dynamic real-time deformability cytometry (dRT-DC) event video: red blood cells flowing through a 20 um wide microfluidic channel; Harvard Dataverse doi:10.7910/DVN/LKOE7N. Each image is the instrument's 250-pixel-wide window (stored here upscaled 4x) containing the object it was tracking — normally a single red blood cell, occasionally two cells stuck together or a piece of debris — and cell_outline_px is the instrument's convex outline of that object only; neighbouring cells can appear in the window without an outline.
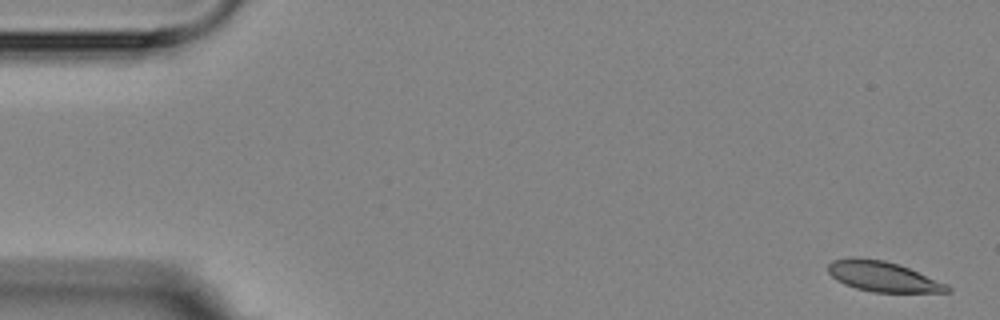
{"species": "Egyptian fruit bat (a non-hibernating species)", "species_latin": "Rousettus aegyptiacus", "temperature_condition": "room temperature", "stored_images_in_passage": 4, "camera_frame_rate_fps": 3000, "um_per_image_px": 0.085, "animal": {"sex": "female"}, "frame": {"image": 1, "passage_image": 1, "time_ms": 0.0, "image_size_px": [1000, 320], "cell_outline_px": [[952, 292], [872, 292], [856, 288], [844, 284], [836, 280], [828, 272], [828, 264], [832, 260], [852, 256], [884, 260], [908, 268], [948, 284], [952, 288]], "centroid_in_image_um": [75.03, 23.5], "position_along_channel_um": 10.0, "area_um2": 21.04}}